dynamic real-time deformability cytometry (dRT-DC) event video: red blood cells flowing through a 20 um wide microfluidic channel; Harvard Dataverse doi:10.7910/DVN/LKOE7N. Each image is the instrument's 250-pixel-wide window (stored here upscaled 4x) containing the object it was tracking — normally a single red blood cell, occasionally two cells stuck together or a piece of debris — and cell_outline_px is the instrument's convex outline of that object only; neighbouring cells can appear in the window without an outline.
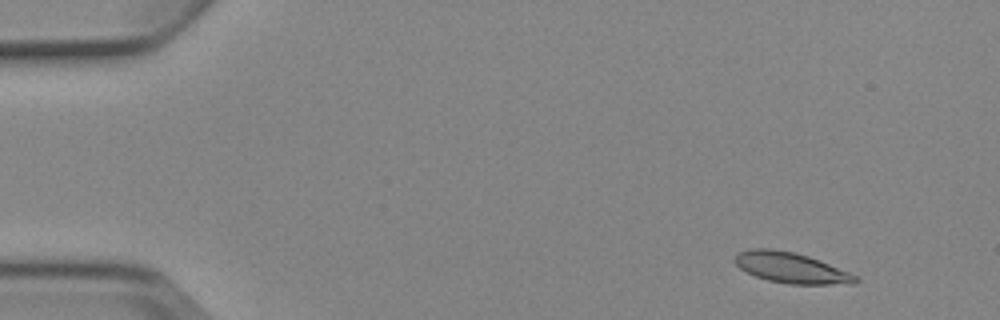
{"species": "Egyptian fruit bat (a non-hibernating species)", "species_latin": "Rousettus aegyptiacus", "temperature_condition": "cold", "stored_images_in_passage": 4, "camera_frame_rate_fps": 3000, "um_per_image_px": 0.085, "animal": {"sex": "female"}, "frame": {"image": 1, "passage_image": 2, "time_ms": 1.0, "image_size_px": [1000, 320], "cell_outline_px": [[860, 280], [856, 284], [788, 284], [768, 280], [756, 276], [740, 268], [732, 260], [736, 252], [752, 248], [772, 248], [792, 252], [808, 256], [820, 260], [848, 272], [856, 276]], "centroid_in_image_um": [67.21, 22.75], "position_along_channel_um": 17.8, "area_um2": 21.56}}
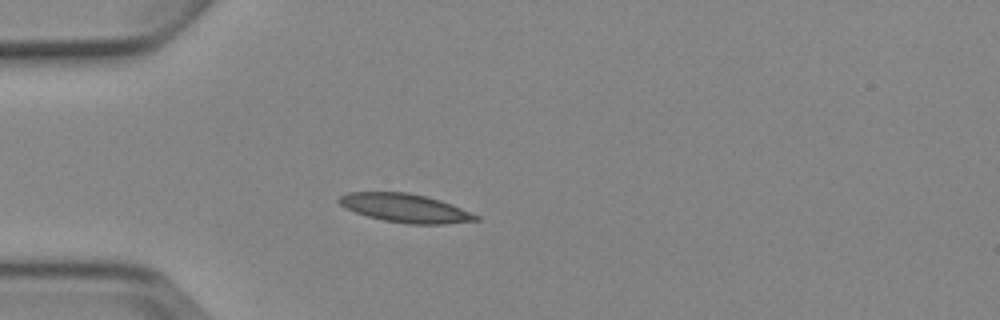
{"frame": {"image": 2, "passage_image": 4, "time_ms": 4.333, "image_size_px": [1000, 320], "cell_outline_px": [[480, 220], [444, 224], [408, 224], [384, 220], [368, 216], [356, 212], [340, 204], [336, 200], [340, 196], [348, 192], [408, 192], [428, 196], [452, 204], [480, 216]], "centroid_in_image_um": [34.48, 17.68], "position_along_channel_um": 50.5, "area_um2": 22.77}}